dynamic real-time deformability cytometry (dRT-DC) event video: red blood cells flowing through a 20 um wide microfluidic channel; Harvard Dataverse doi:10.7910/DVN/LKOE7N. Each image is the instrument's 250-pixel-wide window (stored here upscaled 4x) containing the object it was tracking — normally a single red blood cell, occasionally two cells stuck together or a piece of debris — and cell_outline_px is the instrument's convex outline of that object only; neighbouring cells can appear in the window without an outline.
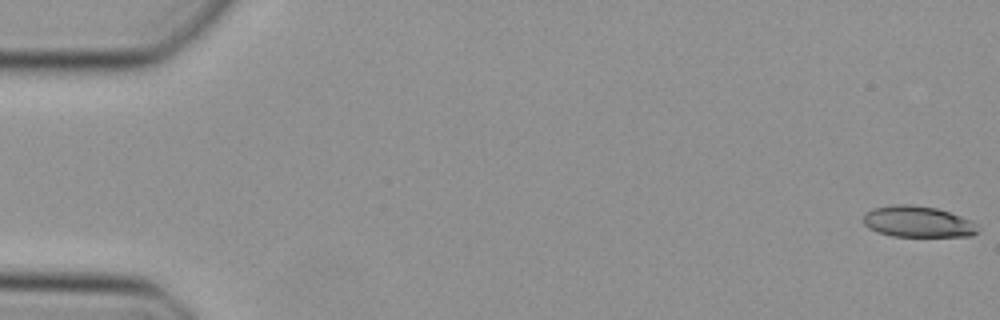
{"species": "Egyptian fruit bat (a non-hibernating species)", "species_latin": "Rousettus aegyptiacus", "temperature_condition": "cold", "stored_images_in_passage": 49, "camera_frame_rate_fps": 3000, "um_per_image_px": 0.085, "animal": {"sex": "female"}, "frame": {"image": 1, "passage_image": 1, "time_ms": 0.0, "image_size_px": [1000, 320], "cell_outline_px": [[976, 232], [972, 236], [892, 236], [868, 228], [864, 224], [864, 216], [872, 208], [896, 204], [912, 204], [936, 208], [960, 216], [968, 220]], "centroid_in_image_um": [77.92, 18.83], "position_along_channel_um": 7.1, "area_um2": 20.23}}
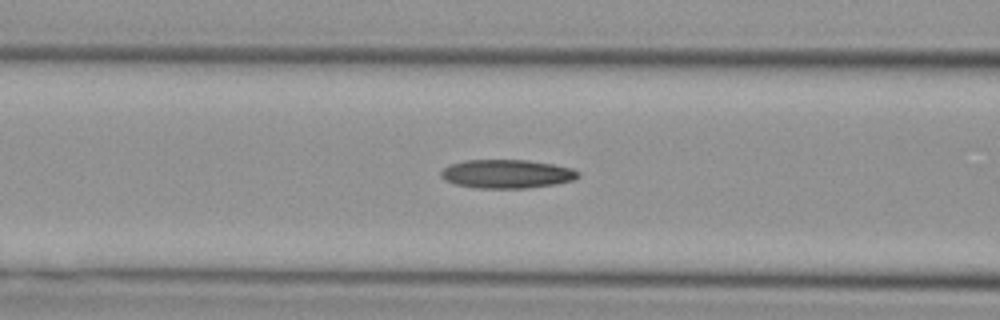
{"frame": {"image": 2, "passage_image": 20, "time_ms": 6.333, "image_size_px": [1000, 320], "cell_outline_px": [[580, 176], [576, 180], [556, 184], [528, 188], [476, 188], [456, 184], [440, 176], [440, 172], [444, 168], [452, 164], [464, 160], [528, 160], [552, 164], [572, 168], [580, 172]], "centroid_in_image_um": [43.14, 14.78], "position_along_channel_um": 123.5, "area_um2": 22.95}}
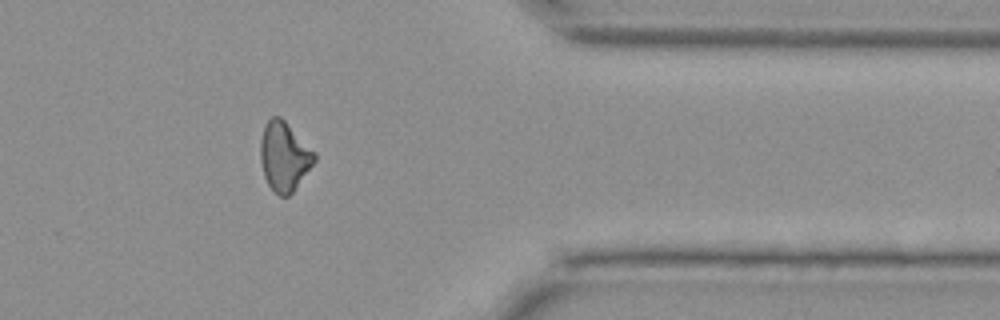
{"frame": {"image": 3, "passage_image": 40, "time_ms": 13.0, "image_size_px": [1000, 320], "cell_outline_px": [[316, 160], [292, 192], [288, 196], [280, 196], [268, 184], [264, 176], [260, 160], [260, 140], [264, 124], [272, 116], [280, 116], [316, 152]], "centroid_in_image_um": [24.15, 13.26], "position_along_channel_um": 387.3, "area_um2": 21.68}}